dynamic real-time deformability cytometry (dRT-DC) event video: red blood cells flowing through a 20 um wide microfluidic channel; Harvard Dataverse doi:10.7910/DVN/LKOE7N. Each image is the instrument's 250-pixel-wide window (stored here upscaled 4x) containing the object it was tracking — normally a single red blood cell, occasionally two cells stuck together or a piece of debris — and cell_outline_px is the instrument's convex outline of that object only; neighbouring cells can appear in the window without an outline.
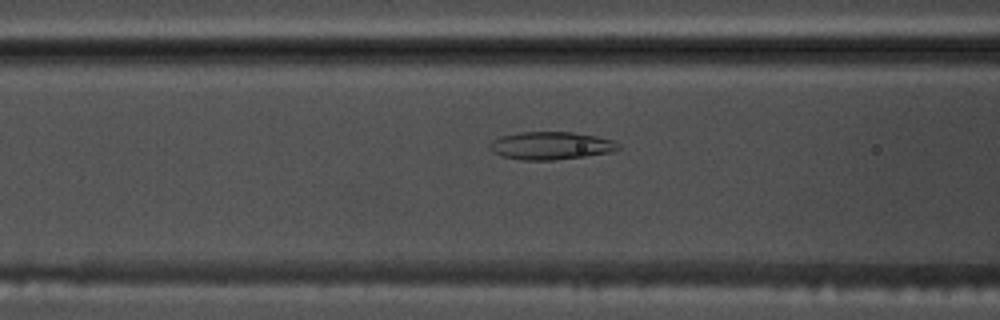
{"species": "common noctule bat (a hibernating species)", "species_latin": "Nyctalus noctula", "temperature_condition": "warm", "stored_images_in_passage": 55, "camera_frame_rate_fps": 3000, "um_per_image_px": 0.085, "animal": {"sex": "male", "body_mass_g": 17.5, "forearm_length_mm": 52.3}, "frame": {"image": 1, "passage_image": 22, "time_ms": 7.0, "image_size_px": [1000, 320], "cell_outline_px": [[620, 148], [612, 152], [584, 156], [552, 160], [524, 160], [504, 156], [492, 152], [488, 148], [488, 144], [492, 140], [500, 136], [520, 132], [572, 132], [596, 136], [612, 140], [620, 144]], "centroid_in_image_um": [46.8, 12.37], "position_along_channel_um": 119.8, "area_um2": 20.81}}
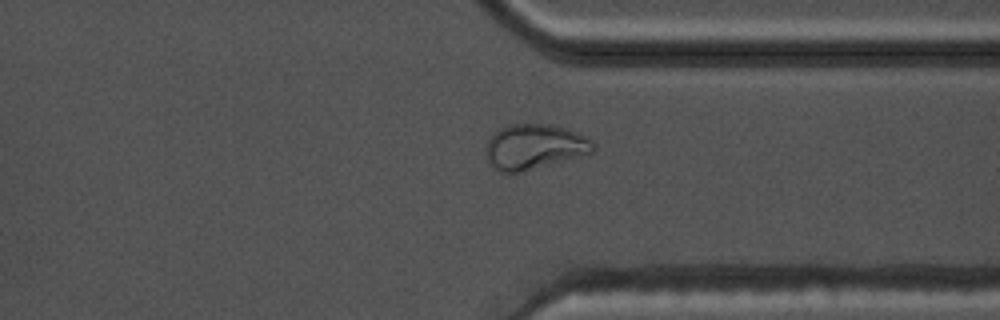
{"frame": {"image": 2, "passage_image": 42, "time_ms": 13.667, "image_size_px": [1000, 320], "cell_outline_px": [[596, 148], [592, 152], [520, 172], [500, 172], [488, 164], [484, 148], [488, 140], [500, 128], [508, 124], [548, 124], [564, 128], [588, 136], [592, 140]], "centroid_in_image_um": [45.38, 12.46], "position_along_channel_um": 366.0, "area_um2": 28.03}}
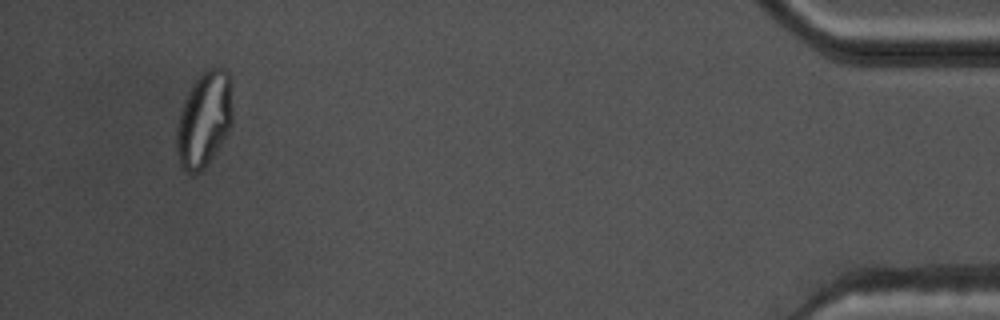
{"frame": {"image": 3, "passage_image": 52, "time_ms": 17.0, "image_size_px": [1000, 320], "cell_outline_px": [[232, 128], [224, 140], [200, 172], [188, 172], [180, 164], [176, 148], [176, 128], [180, 112], [184, 100], [192, 84], [208, 68], [224, 68], [228, 72], [232, 80]], "centroid_in_image_um": [17.38, 10.11], "position_along_channel_um": 417.8, "area_um2": 31.21}, "authors_computed_cell_mechanics": {"area_um2": 25.432, "velocity_mm_per_s": 3.6972, "shape_relaxation_time_tau1_ms": null, "shape_relaxation_time_tau2_ms": 1.6761, "deformation_change_tau1": null, "deformation_change_tau2": 0.077}}